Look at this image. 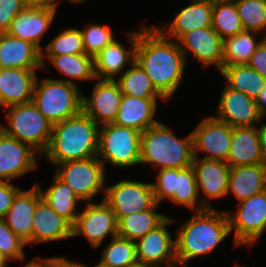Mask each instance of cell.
Here are the masks:
<instances>
[{
  "label": "cell",
  "mask_w": 266,
  "mask_h": 267,
  "mask_svg": "<svg viewBox=\"0 0 266 267\" xmlns=\"http://www.w3.org/2000/svg\"><path fill=\"white\" fill-rule=\"evenodd\" d=\"M168 39L156 26H142L135 47V61L166 100L179 87L187 62L179 44Z\"/></svg>",
  "instance_id": "obj_1"
},
{
  "label": "cell",
  "mask_w": 266,
  "mask_h": 267,
  "mask_svg": "<svg viewBox=\"0 0 266 267\" xmlns=\"http://www.w3.org/2000/svg\"><path fill=\"white\" fill-rule=\"evenodd\" d=\"M177 265L187 267L195 257L210 254L230 234L226 211L206 208L195 211L190 219L175 232Z\"/></svg>",
  "instance_id": "obj_2"
},
{
  "label": "cell",
  "mask_w": 266,
  "mask_h": 267,
  "mask_svg": "<svg viewBox=\"0 0 266 267\" xmlns=\"http://www.w3.org/2000/svg\"><path fill=\"white\" fill-rule=\"evenodd\" d=\"M99 128L88 115H78L53 124L47 150L43 153L55 166L97 156Z\"/></svg>",
  "instance_id": "obj_3"
},
{
  "label": "cell",
  "mask_w": 266,
  "mask_h": 267,
  "mask_svg": "<svg viewBox=\"0 0 266 267\" xmlns=\"http://www.w3.org/2000/svg\"><path fill=\"white\" fill-rule=\"evenodd\" d=\"M193 159L192 133L180 139L161 122L141 133L140 164H151L157 170L183 169L191 166Z\"/></svg>",
  "instance_id": "obj_4"
},
{
  "label": "cell",
  "mask_w": 266,
  "mask_h": 267,
  "mask_svg": "<svg viewBox=\"0 0 266 267\" xmlns=\"http://www.w3.org/2000/svg\"><path fill=\"white\" fill-rule=\"evenodd\" d=\"M80 89L69 78H45L40 84L37 77L32 102L49 122L56 124L82 111Z\"/></svg>",
  "instance_id": "obj_5"
},
{
  "label": "cell",
  "mask_w": 266,
  "mask_h": 267,
  "mask_svg": "<svg viewBox=\"0 0 266 267\" xmlns=\"http://www.w3.org/2000/svg\"><path fill=\"white\" fill-rule=\"evenodd\" d=\"M3 110L8 111L6 121L8 127L0 125L7 135L32 146L43 155L47 150L53 124L37 109L33 102L11 105Z\"/></svg>",
  "instance_id": "obj_6"
},
{
  "label": "cell",
  "mask_w": 266,
  "mask_h": 267,
  "mask_svg": "<svg viewBox=\"0 0 266 267\" xmlns=\"http://www.w3.org/2000/svg\"><path fill=\"white\" fill-rule=\"evenodd\" d=\"M141 132L115 123L99 128L98 159L117 167L140 165ZM106 162V163H105Z\"/></svg>",
  "instance_id": "obj_7"
},
{
  "label": "cell",
  "mask_w": 266,
  "mask_h": 267,
  "mask_svg": "<svg viewBox=\"0 0 266 267\" xmlns=\"http://www.w3.org/2000/svg\"><path fill=\"white\" fill-rule=\"evenodd\" d=\"M55 175L65 182L81 201L92 202L94 196L106 192V168L97 156L55 165Z\"/></svg>",
  "instance_id": "obj_8"
},
{
  "label": "cell",
  "mask_w": 266,
  "mask_h": 267,
  "mask_svg": "<svg viewBox=\"0 0 266 267\" xmlns=\"http://www.w3.org/2000/svg\"><path fill=\"white\" fill-rule=\"evenodd\" d=\"M157 172L156 182L151 183L157 204L167 198L173 203L187 206L195 211L206 209L198 199L192 165L183 169L167 168Z\"/></svg>",
  "instance_id": "obj_9"
},
{
  "label": "cell",
  "mask_w": 266,
  "mask_h": 267,
  "mask_svg": "<svg viewBox=\"0 0 266 267\" xmlns=\"http://www.w3.org/2000/svg\"><path fill=\"white\" fill-rule=\"evenodd\" d=\"M237 211H226L236 246H252L266 229V190L239 202ZM235 212V213H234Z\"/></svg>",
  "instance_id": "obj_10"
},
{
  "label": "cell",
  "mask_w": 266,
  "mask_h": 267,
  "mask_svg": "<svg viewBox=\"0 0 266 267\" xmlns=\"http://www.w3.org/2000/svg\"><path fill=\"white\" fill-rule=\"evenodd\" d=\"M103 199L111 207L117 221L131 213L149 210L156 204L151 183L130 179L107 185Z\"/></svg>",
  "instance_id": "obj_11"
},
{
  "label": "cell",
  "mask_w": 266,
  "mask_h": 267,
  "mask_svg": "<svg viewBox=\"0 0 266 267\" xmlns=\"http://www.w3.org/2000/svg\"><path fill=\"white\" fill-rule=\"evenodd\" d=\"M84 209L72 226L73 237L84 235L92 247L98 248L109 234L112 237L118 235L117 219L104 199L100 204L86 202Z\"/></svg>",
  "instance_id": "obj_12"
},
{
  "label": "cell",
  "mask_w": 266,
  "mask_h": 267,
  "mask_svg": "<svg viewBox=\"0 0 266 267\" xmlns=\"http://www.w3.org/2000/svg\"><path fill=\"white\" fill-rule=\"evenodd\" d=\"M194 157L206 152L205 159L227 161L231 144V127L214 116L205 117L191 132Z\"/></svg>",
  "instance_id": "obj_13"
},
{
  "label": "cell",
  "mask_w": 266,
  "mask_h": 267,
  "mask_svg": "<svg viewBox=\"0 0 266 267\" xmlns=\"http://www.w3.org/2000/svg\"><path fill=\"white\" fill-rule=\"evenodd\" d=\"M175 222L168 218L156 229L149 231L136 243L137 262L159 267H178L175 255V239L167 225ZM170 232V233H169Z\"/></svg>",
  "instance_id": "obj_14"
},
{
  "label": "cell",
  "mask_w": 266,
  "mask_h": 267,
  "mask_svg": "<svg viewBox=\"0 0 266 267\" xmlns=\"http://www.w3.org/2000/svg\"><path fill=\"white\" fill-rule=\"evenodd\" d=\"M38 154L40 155L29 144L5 134L0 129V182H9L37 168Z\"/></svg>",
  "instance_id": "obj_15"
},
{
  "label": "cell",
  "mask_w": 266,
  "mask_h": 267,
  "mask_svg": "<svg viewBox=\"0 0 266 267\" xmlns=\"http://www.w3.org/2000/svg\"><path fill=\"white\" fill-rule=\"evenodd\" d=\"M192 168L198 195H201V192L204 193V199H200V202L205 208H214L210 199L228 195L230 166L224 161L194 157Z\"/></svg>",
  "instance_id": "obj_16"
},
{
  "label": "cell",
  "mask_w": 266,
  "mask_h": 267,
  "mask_svg": "<svg viewBox=\"0 0 266 267\" xmlns=\"http://www.w3.org/2000/svg\"><path fill=\"white\" fill-rule=\"evenodd\" d=\"M122 95L116 80L99 79L90 97L82 94V111L99 126L113 123Z\"/></svg>",
  "instance_id": "obj_17"
},
{
  "label": "cell",
  "mask_w": 266,
  "mask_h": 267,
  "mask_svg": "<svg viewBox=\"0 0 266 267\" xmlns=\"http://www.w3.org/2000/svg\"><path fill=\"white\" fill-rule=\"evenodd\" d=\"M178 44L185 59L190 51L203 66L212 64L218 70L222 69L223 39L212 27L188 31L178 39Z\"/></svg>",
  "instance_id": "obj_18"
},
{
  "label": "cell",
  "mask_w": 266,
  "mask_h": 267,
  "mask_svg": "<svg viewBox=\"0 0 266 267\" xmlns=\"http://www.w3.org/2000/svg\"><path fill=\"white\" fill-rule=\"evenodd\" d=\"M217 108V115L214 117L232 128L255 126L262 120L254 99L226 85Z\"/></svg>",
  "instance_id": "obj_19"
},
{
  "label": "cell",
  "mask_w": 266,
  "mask_h": 267,
  "mask_svg": "<svg viewBox=\"0 0 266 267\" xmlns=\"http://www.w3.org/2000/svg\"><path fill=\"white\" fill-rule=\"evenodd\" d=\"M41 198L39 187L36 184L27 191L21 189L14 197L11 207L3 217L7 226L26 245L32 243V222L37 203Z\"/></svg>",
  "instance_id": "obj_20"
},
{
  "label": "cell",
  "mask_w": 266,
  "mask_h": 267,
  "mask_svg": "<svg viewBox=\"0 0 266 267\" xmlns=\"http://www.w3.org/2000/svg\"><path fill=\"white\" fill-rule=\"evenodd\" d=\"M36 74V69L0 68L1 107L32 102Z\"/></svg>",
  "instance_id": "obj_21"
},
{
  "label": "cell",
  "mask_w": 266,
  "mask_h": 267,
  "mask_svg": "<svg viewBox=\"0 0 266 267\" xmlns=\"http://www.w3.org/2000/svg\"><path fill=\"white\" fill-rule=\"evenodd\" d=\"M127 36V38H129L128 42L131 44V51H128L118 40L114 39L93 57L96 80H115V76L123 72L128 62L131 64L135 61L138 30L127 33Z\"/></svg>",
  "instance_id": "obj_22"
},
{
  "label": "cell",
  "mask_w": 266,
  "mask_h": 267,
  "mask_svg": "<svg viewBox=\"0 0 266 267\" xmlns=\"http://www.w3.org/2000/svg\"><path fill=\"white\" fill-rule=\"evenodd\" d=\"M226 163L230 167L266 164L259 143V127H231V144Z\"/></svg>",
  "instance_id": "obj_23"
},
{
  "label": "cell",
  "mask_w": 266,
  "mask_h": 267,
  "mask_svg": "<svg viewBox=\"0 0 266 267\" xmlns=\"http://www.w3.org/2000/svg\"><path fill=\"white\" fill-rule=\"evenodd\" d=\"M56 10L26 7L15 16L6 33L33 43L42 51L40 44L43 35L51 26Z\"/></svg>",
  "instance_id": "obj_24"
},
{
  "label": "cell",
  "mask_w": 266,
  "mask_h": 267,
  "mask_svg": "<svg viewBox=\"0 0 266 267\" xmlns=\"http://www.w3.org/2000/svg\"><path fill=\"white\" fill-rule=\"evenodd\" d=\"M0 68H42L41 50L27 40L0 33Z\"/></svg>",
  "instance_id": "obj_25"
},
{
  "label": "cell",
  "mask_w": 266,
  "mask_h": 267,
  "mask_svg": "<svg viewBox=\"0 0 266 267\" xmlns=\"http://www.w3.org/2000/svg\"><path fill=\"white\" fill-rule=\"evenodd\" d=\"M213 2L209 0H191L182 8L171 25L156 26L166 37L178 40L184 33L196 28L211 27ZM166 27V28H165Z\"/></svg>",
  "instance_id": "obj_26"
},
{
  "label": "cell",
  "mask_w": 266,
  "mask_h": 267,
  "mask_svg": "<svg viewBox=\"0 0 266 267\" xmlns=\"http://www.w3.org/2000/svg\"><path fill=\"white\" fill-rule=\"evenodd\" d=\"M157 102L156 98H139L123 94L113 123L142 133L159 122L153 117L157 110Z\"/></svg>",
  "instance_id": "obj_27"
},
{
  "label": "cell",
  "mask_w": 266,
  "mask_h": 267,
  "mask_svg": "<svg viewBox=\"0 0 266 267\" xmlns=\"http://www.w3.org/2000/svg\"><path fill=\"white\" fill-rule=\"evenodd\" d=\"M72 225L40 199L32 222V243L71 238Z\"/></svg>",
  "instance_id": "obj_28"
},
{
  "label": "cell",
  "mask_w": 266,
  "mask_h": 267,
  "mask_svg": "<svg viewBox=\"0 0 266 267\" xmlns=\"http://www.w3.org/2000/svg\"><path fill=\"white\" fill-rule=\"evenodd\" d=\"M266 190V164L230 167L228 195L238 202Z\"/></svg>",
  "instance_id": "obj_29"
},
{
  "label": "cell",
  "mask_w": 266,
  "mask_h": 267,
  "mask_svg": "<svg viewBox=\"0 0 266 267\" xmlns=\"http://www.w3.org/2000/svg\"><path fill=\"white\" fill-rule=\"evenodd\" d=\"M36 185L39 187L42 199L73 226L79 215V212L75 211L77 202L81 201L73 190L56 175L53 177V185L46 191H43L38 182Z\"/></svg>",
  "instance_id": "obj_30"
},
{
  "label": "cell",
  "mask_w": 266,
  "mask_h": 267,
  "mask_svg": "<svg viewBox=\"0 0 266 267\" xmlns=\"http://www.w3.org/2000/svg\"><path fill=\"white\" fill-rule=\"evenodd\" d=\"M155 204L151 209L134 212L128 216L121 217L118 221V236L127 238L131 241L142 238L149 231L156 229L168 217L164 214L157 213Z\"/></svg>",
  "instance_id": "obj_31"
},
{
  "label": "cell",
  "mask_w": 266,
  "mask_h": 267,
  "mask_svg": "<svg viewBox=\"0 0 266 267\" xmlns=\"http://www.w3.org/2000/svg\"><path fill=\"white\" fill-rule=\"evenodd\" d=\"M226 86L256 99L266 85V79L248 64L227 65L221 70Z\"/></svg>",
  "instance_id": "obj_32"
},
{
  "label": "cell",
  "mask_w": 266,
  "mask_h": 267,
  "mask_svg": "<svg viewBox=\"0 0 266 267\" xmlns=\"http://www.w3.org/2000/svg\"><path fill=\"white\" fill-rule=\"evenodd\" d=\"M48 58L50 63L62 73L76 81L72 84L78 86V80H95L93 57L81 54H62L59 56H41L42 68L45 66V60Z\"/></svg>",
  "instance_id": "obj_33"
},
{
  "label": "cell",
  "mask_w": 266,
  "mask_h": 267,
  "mask_svg": "<svg viewBox=\"0 0 266 267\" xmlns=\"http://www.w3.org/2000/svg\"><path fill=\"white\" fill-rule=\"evenodd\" d=\"M253 34L256 35L257 32L243 30L223 40L222 68L227 65L247 64L250 61L257 46L264 39L255 40Z\"/></svg>",
  "instance_id": "obj_34"
},
{
  "label": "cell",
  "mask_w": 266,
  "mask_h": 267,
  "mask_svg": "<svg viewBox=\"0 0 266 267\" xmlns=\"http://www.w3.org/2000/svg\"><path fill=\"white\" fill-rule=\"evenodd\" d=\"M118 79H115L124 95L139 98H159L167 101L152 85L149 76L136 62H132L128 70Z\"/></svg>",
  "instance_id": "obj_35"
},
{
  "label": "cell",
  "mask_w": 266,
  "mask_h": 267,
  "mask_svg": "<svg viewBox=\"0 0 266 267\" xmlns=\"http://www.w3.org/2000/svg\"><path fill=\"white\" fill-rule=\"evenodd\" d=\"M211 27L223 40L243 31L241 19L233 0L213 1Z\"/></svg>",
  "instance_id": "obj_36"
},
{
  "label": "cell",
  "mask_w": 266,
  "mask_h": 267,
  "mask_svg": "<svg viewBox=\"0 0 266 267\" xmlns=\"http://www.w3.org/2000/svg\"><path fill=\"white\" fill-rule=\"evenodd\" d=\"M100 262L109 267H128L136 263V243L118 235L113 237L103 249Z\"/></svg>",
  "instance_id": "obj_37"
},
{
  "label": "cell",
  "mask_w": 266,
  "mask_h": 267,
  "mask_svg": "<svg viewBox=\"0 0 266 267\" xmlns=\"http://www.w3.org/2000/svg\"><path fill=\"white\" fill-rule=\"evenodd\" d=\"M241 19L243 30H266V0H233Z\"/></svg>",
  "instance_id": "obj_38"
},
{
  "label": "cell",
  "mask_w": 266,
  "mask_h": 267,
  "mask_svg": "<svg viewBox=\"0 0 266 267\" xmlns=\"http://www.w3.org/2000/svg\"><path fill=\"white\" fill-rule=\"evenodd\" d=\"M41 56H59L62 54L85 53L80 29L66 28L42 49Z\"/></svg>",
  "instance_id": "obj_39"
},
{
  "label": "cell",
  "mask_w": 266,
  "mask_h": 267,
  "mask_svg": "<svg viewBox=\"0 0 266 267\" xmlns=\"http://www.w3.org/2000/svg\"><path fill=\"white\" fill-rule=\"evenodd\" d=\"M80 31L83 37L85 54L92 57L96 56L115 39L110 28L101 24L91 23Z\"/></svg>",
  "instance_id": "obj_40"
},
{
  "label": "cell",
  "mask_w": 266,
  "mask_h": 267,
  "mask_svg": "<svg viewBox=\"0 0 266 267\" xmlns=\"http://www.w3.org/2000/svg\"><path fill=\"white\" fill-rule=\"evenodd\" d=\"M26 243L21 240L0 218V254L9 261L25 258L23 247Z\"/></svg>",
  "instance_id": "obj_41"
},
{
  "label": "cell",
  "mask_w": 266,
  "mask_h": 267,
  "mask_svg": "<svg viewBox=\"0 0 266 267\" xmlns=\"http://www.w3.org/2000/svg\"><path fill=\"white\" fill-rule=\"evenodd\" d=\"M25 8L23 0H0V33H6L15 16Z\"/></svg>",
  "instance_id": "obj_42"
},
{
  "label": "cell",
  "mask_w": 266,
  "mask_h": 267,
  "mask_svg": "<svg viewBox=\"0 0 266 267\" xmlns=\"http://www.w3.org/2000/svg\"><path fill=\"white\" fill-rule=\"evenodd\" d=\"M21 190L10 182H0V218H3L11 207L14 197Z\"/></svg>",
  "instance_id": "obj_43"
},
{
  "label": "cell",
  "mask_w": 266,
  "mask_h": 267,
  "mask_svg": "<svg viewBox=\"0 0 266 267\" xmlns=\"http://www.w3.org/2000/svg\"><path fill=\"white\" fill-rule=\"evenodd\" d=\"M247 64L266 79V38H264L257 46Z\"/></svg>",
  "instance_id": "obj_44"
},
{
  "label": "cell",
  "mask_w": 266,
  "mask_h": 267,
  "mask_svg": "<svg viewBox=\"0 0 266 267\" xmlns=\"http://www.w3.org/2000/svg\"><path fill=\"white\" fill-rule=\"evenodd\" d=\"M25 7L57 10V0H23Z\"/></svg>",
  "instance_id": "obj_45"
},
{
  "label": "cell",
  "mask_w": 266,
  "mask_h": 267,
  "mask_svg": "<svg viewBox=\"0 0 266 267\" xmlns=\"http://www.w3.org/2000/svg\"><path fill=\"white\" fill-rule=\"evenodd\" d=\"M255 102L257 104V108L259 111V114L262 116V118L266 115V85L261 90L258 97L255 99Z\"/></svg>",
  "instance_id": "obj_46"
},
{
  "label": "cell",
  "mask_w": 266,
  "mask_h": 267,
  "mask_svg": "<svg viewBox=\"0 0 266 267\" xmlns=\"http://www.w3.org/2000/svg\"><path fill=\"white\" fill-rule=\"evenodd\" d=\"M55 258L56 257L43 259L41 257H36L34 260L28 261V263L24 267H48L55 260Z\"/></svg>",
  "instance_id": "obj_47"
},
{
  "label": "cell",
  "mask_w": 266,
  "mask_h": 267,
  "mask_svg": "<svg viewBox=\"0 0 266 267\" xmlns=\"http://www.w3.org/2000/svg\"><path fill=\"white\" fill-rule=\"evenodd\" d=\"M259 143L262 155L266 160V124H261L259 128Z\"/></svg>",
  "instance_id": "obj_48"
},
{
  "label": "cell",
  "mask_w": 266,
  "mask_h": 267,
  "mask_svg": "<svg viewBox=\"0 0 266 267\" xmlns=\"http://www.w3.org/2000/svg\"><path fill=\"white\" fill-rule=\"evenodd\" d=\"M62 267H85L82 263L69 261L67 258L62 257Z\"/></svg>",
  "instance_id": "obj_49"
},
{
  "label": "cell",
  "mask_w": 266,
  "mask_h": 267,
  "mask_svg": "<svg viewBox=\"0 0 266 267\" xmlns=\"http://www.w3.org/2000/svg\"><path fill=\"white\" fill-rule=\"evenodd\" d=\"M48 267H62V257H57Z\"/></svg>",
  "instance_id": "obj_50"
},
{
  "label": "cell",
  "mask_w": 266,
  "mask_h": 267,
  "mask_svg": "<svg viewBox=\"0 0 266 267\" xmlns=\"http://www.w3.org/2000/svg\"><path fill=\"white\" fill-rule=\"evenodd\" d=\"M9 260L0 254V267H6Z\"/></svg>",
  "instance_id": "obj_51"
},
{
  "label": "cell",
  "mask_w": 266,
  "mask_h": 267,
  "mask_svg": "<svg viewBox=\"0 0 266 267\" xmlns=\"http://www.w3.org/2000/svg\"><path fill=\"white\" fill-rule=\"evenodd\" d=\"M128 267H154L148 264H144V263H140V262H136L132 265H129Z\"/></svg>",
  "instance_id": "obj_52"
},
{
  "label": "cell",
  "mask_w": 266,
  "mask_h": 267,
  "mask_svg": "<svg viewBox=\"0 0 266 267\" xmlns=\"http://www.w3.org/2000/svg\"><path fill=\"white\" fill-rule=\"evenodd\" d=\"M85 267H86V265L85 264H83ZM88 267V266H87ZM93 267H109V266H105V265H103L101 262H99L97 265H95V266H93Z\"/></svg>",
  "instance_id": "obj_53"
},
{
  "label": "cell",
  "mask_w": 266,
  "mask_h": 267,
  "mask_svg": "<svg viewBox=\"0 0 266 267\" xmlns=\"http://www.w3.org/2000/svg\"><path fill=\"white\" fill-rule=\"evenodd\" d=\"M70 2H73V3H82L86 0H69Z\"/></svg>",
  "instance_id": "obj_54"
},
{
  "label": "cell",
  "mask_w": 266,
  "mask_h": 267,
  "mask_svg": "<svg viewBox=\"0 0 266 267\" xmlns=\"http://www.w3.org/2000/svg\"><path fill=\"white\" fill-rule=\"evenodd\" d=\"M234 267H242L241 265H239V264H236Z\"/></svg>",
  "instance_id": "obj_55"
}]
</instances>
